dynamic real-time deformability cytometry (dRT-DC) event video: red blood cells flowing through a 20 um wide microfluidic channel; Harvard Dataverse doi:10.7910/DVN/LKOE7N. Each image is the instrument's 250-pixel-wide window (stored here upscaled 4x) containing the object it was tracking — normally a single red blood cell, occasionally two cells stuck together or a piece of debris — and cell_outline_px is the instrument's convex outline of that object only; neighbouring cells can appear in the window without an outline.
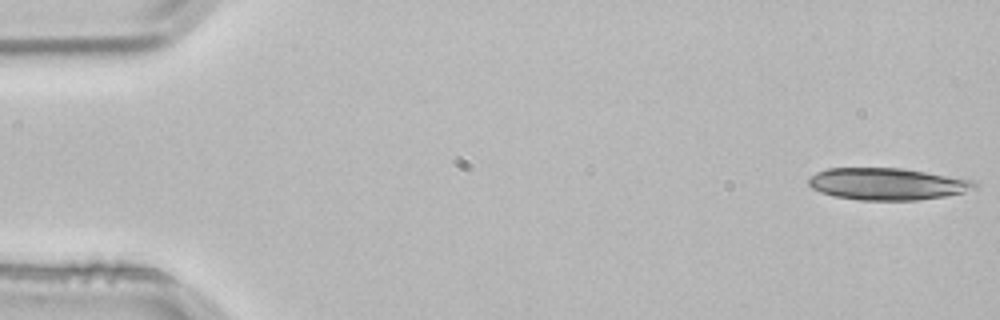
{"species": "common noctule bat (a hibernating species)", "species_latin": "Nyctalus noctula", "temperature_condition": "room temperature", "stored_images_in_passage": 4, "camera_frame_rate_fps": 3000, "um_per_image_px": 0.085, "animal": {"sex": "male", "body_mass_g": 21.5, "forearm_length_mm": 52.0}, "frame": {"image": 1, "passage_image": 1, "time_ms": 0.0, "image_size_px": [1000, 320], "cell_outline_px": [[980, 188], [964, 192], [944, 196], [916, 200], [860, 200], [836, 196], [820, 192], [812, 188], [808, 184], [808, 180], [816, 172], [828, 168], [900, 168], [976, 180]], "centroid_in_image_um": [75.46, 15.63], "position_along_channel_um": 9.5, "area_um2": 30.92}}
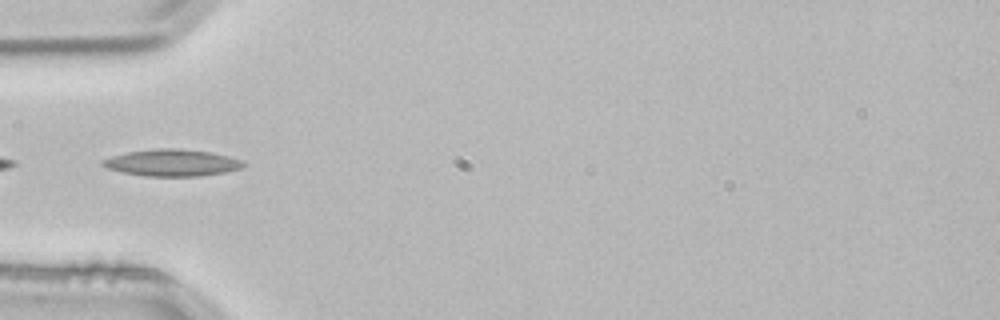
{"frame": {"image": 2, "passage_image": 4, "time_ms": 1.0, "image_size_px": [1000, 320], "cell_outline_px": [[248, 164], [240, 168], [224, 172], [200, 176], [144, 176], [124, 172], [108, 168], [100, 164], [100, 160], [112, 156], [128, 152], [156, 148], [180, 148], [212, 152], [228, 156], [240, 160]], "centroid_in_image_um": [14.62, 13.82], "position_along_channel_um": 70.4, "area_um2": 21.96}}